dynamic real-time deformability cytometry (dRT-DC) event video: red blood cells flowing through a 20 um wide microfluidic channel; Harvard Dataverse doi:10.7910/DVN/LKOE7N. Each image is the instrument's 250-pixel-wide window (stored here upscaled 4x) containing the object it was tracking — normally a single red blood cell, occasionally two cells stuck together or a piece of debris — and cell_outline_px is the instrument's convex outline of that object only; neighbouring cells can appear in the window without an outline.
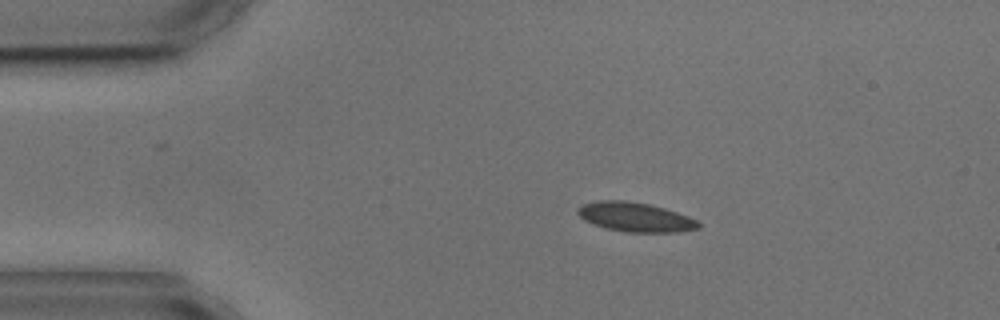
{"species": "common noctule bat (a hibernating species)", "species_latin": "Nyctalus noctula", "temperature_condition": "cold", "stored_images_in_passage": 4, "camera_frame_rate_fps": 3000, "um_per_image_px": 0.085, "animal": {"sex": "male", "body_mass_g": 17.9, "forearm_length_mm": 54.2}, "frame": {"image": 1, "passage_image": 2, "time_ms": 1.333, "image_size_px": [1000, 320], "cell_outline_px": [[700, 228], [676, 232], [624, 232], [604, 228], [584, 220], [576, 212], [584, 204], [596, 200], [624, 200], [648, 204], [664, 208], [688, 216], [696, 220], [700, 224]], "centroid_in_image_um": [53.99, 18.45], "position_along_channel_um": 31.0, "area_um2": 20.52}}
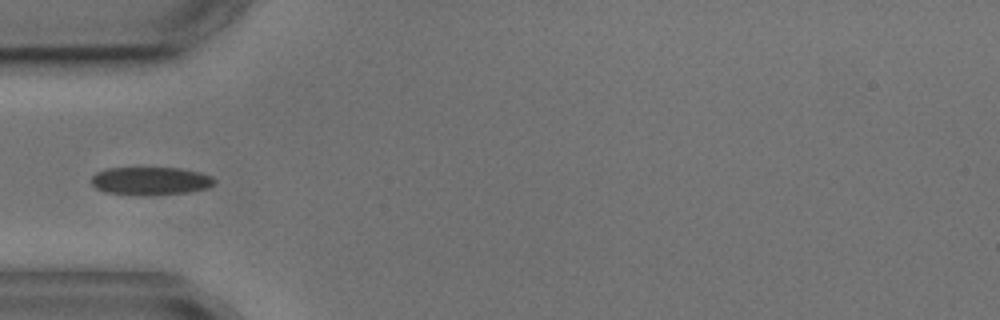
{"frame": {"image": 2, "passage_image": 4, "time_ms": 3.667, "image_size_px": [1000, 320], "cell_outline_px": [[216, 180], [208, 188], [188, 192], [104, 192], [96, 188], [92, 184], [92, 176], [96, 172], [104, 168], [180, 168], [200, 172], [212, 176]], "centroid_in_image_um": [12.81, 15.31], "position_along_channel_um": 72.2, "area_um2": 19.07}}